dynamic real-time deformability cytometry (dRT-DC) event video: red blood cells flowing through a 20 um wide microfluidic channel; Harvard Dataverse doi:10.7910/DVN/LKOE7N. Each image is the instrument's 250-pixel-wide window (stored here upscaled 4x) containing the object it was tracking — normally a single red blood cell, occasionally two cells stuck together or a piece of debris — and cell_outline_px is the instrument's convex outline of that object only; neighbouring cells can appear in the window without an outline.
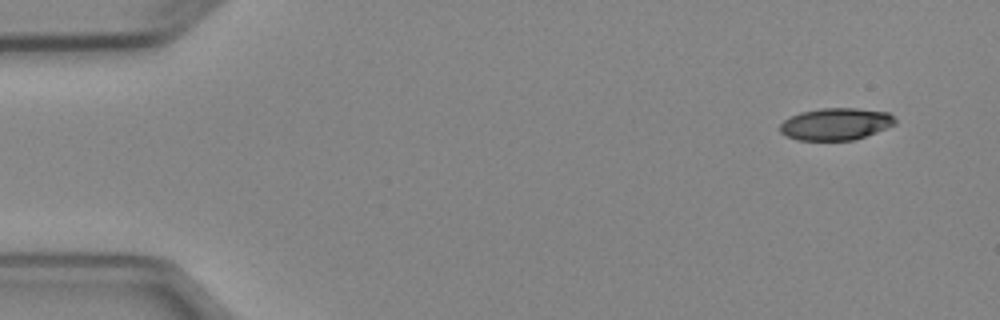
{"species": "Egyptian fruit bat (a non-hibernating species)", "species_latin": "Rousettus aegyptiacus", "temperature_condition": "cold", "stored_images_in_passage": 5, "segment_of_instrument_passage": [1, 2], "camera_frame_rate_fps": 3000, "um_per_image_px": 0.085, "animal": {"sex": "female"}, "frame": {"image": 1, "passage_image": 1, "time_ms": 0.0, "image_size_px": [1000, 320], "cell_outline_px": [[896, 124], [888, 128], [852, 140], [796, 140], [784, 136], [780, 132], [780, 124], [784, 120], [800, 112], [820, 108], [856, 108], [888, 112], [896, 120]], "centroid_in_image_um": [71.02, 10.54], "position_along_channel_um": 14.0, "area_um2": 21.56}}
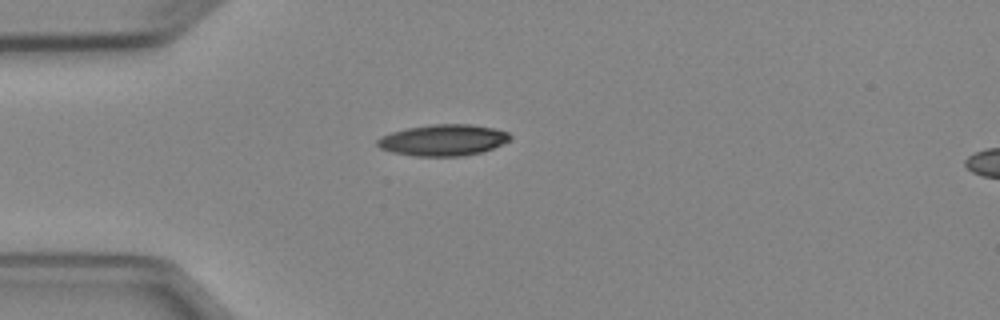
{"frame": {"image": 2, "passage_image": 4, "time_ms": 3.333, "image_size_px": [1000, 320], "cell_outline_px": [[512, 136], [508, 140], [484, 152], [464, 156], [416, 156], [392, 152], [380, 148], [376, 144], [376, 140], [380, 136], [392, 132], [408, 128], [432, 124], [472, 124], [492, 128], [508, 132]], "centroid_in_image_um": [37.65, 11.91], "position_along_channel_um": 47.4, "area_um2": 24.16}}